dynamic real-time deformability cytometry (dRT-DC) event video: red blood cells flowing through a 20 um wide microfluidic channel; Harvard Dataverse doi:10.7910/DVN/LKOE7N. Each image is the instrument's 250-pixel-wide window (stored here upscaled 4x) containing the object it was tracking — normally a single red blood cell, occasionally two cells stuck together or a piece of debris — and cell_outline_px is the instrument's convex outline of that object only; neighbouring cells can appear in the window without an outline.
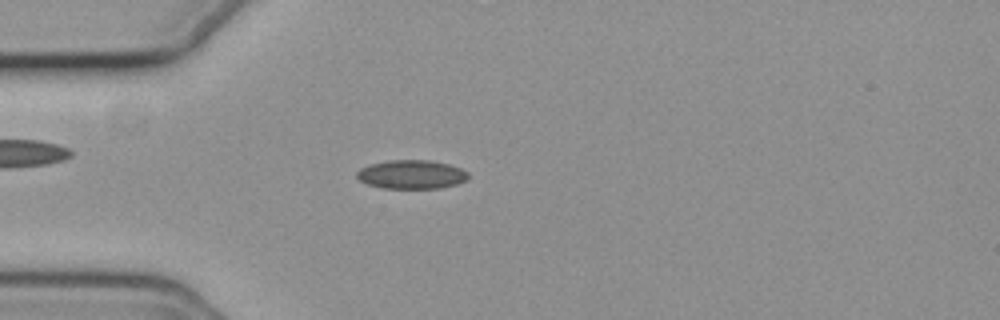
{"species": "common noctule bat (a hibernating species)", "species_latin": "Nyctalus noctula", "temperature_condition": "cold", "stored_images_in_passage": 48, "camera_frame_rate_fps": 3000, "um_per_image_px": 0.085, "animal": {"sex": "female", "body_mass_g": 19.3, "forearm_length_mm": 54.1}, "frame": {"image": 1, "passage_image": 8, "time_ms": 2.333, "image_size_px": [1000, 320], "cell_outline_px": [[468, 180], [456, 184], [440, 188], [380, 188], [368, 184], [360, 180], [356, 176], [356, 172], [360, 168], [372, 164], [388, 160], [428, 160], [448, 164], [460, 168], [468, 172]], "centroid_in_image_um": [34.98, 14.83], "position_along_channel_um": 50.0, "area_um2": 18.67}}
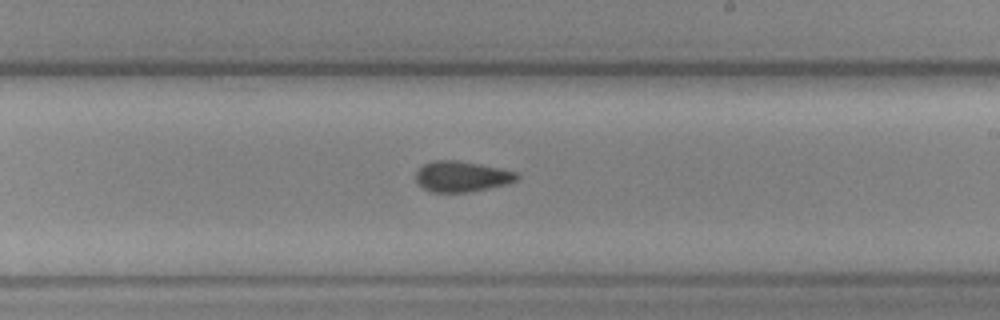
{"frame": {"image": 2, "passage_image": 25, "time_ms": 8.0, "image_size_px": [1000, 320], "cell_outline_px": [[520, 176], [516, 180], [508, 184], [472, 192], [428, 192], [416, 184], [416, 172], [424, 164], [436, 160], [456, 160], [516, 172]], "centroid_in_image_um": [39.2, 15.03], "position_along_channel_um": 249.8, "area_um2": 18.03}}
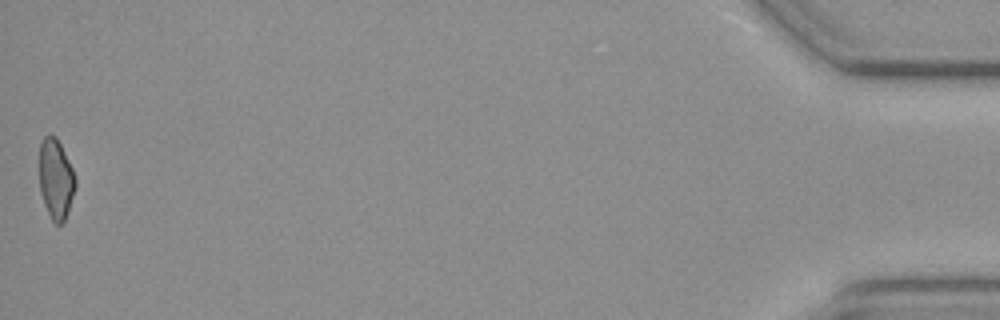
{"frame": {"image": 3, "passage_image": 48, "time_ms": 15.667, "image_size_px": [1000, 320], "cell_outline_px": [[76, 188], [64, 220], [60, 224], [56, 224], [52, 220], [44, 204], [40, 192], [40, 144], [44, 136], [56, 136], [72, 168], [76, 180]], "centroid_in_image_um": [4.75, 15.22], "position_along_channel_um": 430.5, "area_um2": 16.53}, "authors_computed_cell_mechanics": {"area_um2": 18.1492, "velocity_mm_per_s": 3.7295, "shape_relaxation_time_tau1_ms": null, "shape_relaxation_time_tau2_ms": 2.5818, "deformation_change_tau1": null, "deformation_change_tau2": 0.0851}}